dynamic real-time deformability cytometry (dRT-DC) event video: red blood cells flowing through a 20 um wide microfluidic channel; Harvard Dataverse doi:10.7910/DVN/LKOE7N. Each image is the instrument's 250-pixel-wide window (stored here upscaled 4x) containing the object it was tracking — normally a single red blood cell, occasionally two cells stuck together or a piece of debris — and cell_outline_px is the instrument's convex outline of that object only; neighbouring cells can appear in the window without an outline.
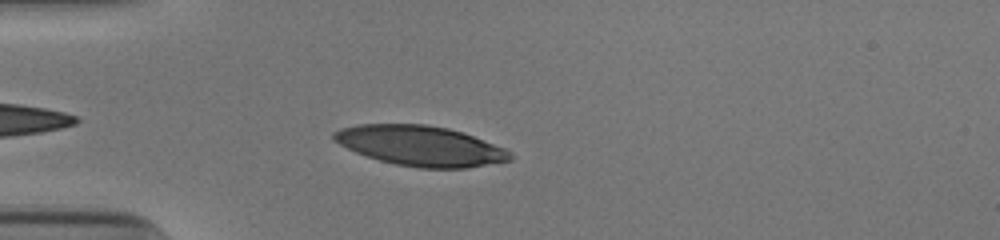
{"species": "human", "species_latin": "Homo sapiens", "temperature_condition": "cold", "stored_images_in_passage": 37, "camera_frame_rate_fps": 3000, "um_per_image_px": 0.085, "donor": {"sex": "male"}, "frame": {"image": 1, "passage_image": 3, "time_ms": 0.667, "image_size_px": [1000, 240], "cell_outline_px": [[512, 160], [468, 168], [420, 168], [396, 164], [380, 160], [356, 152], [332, 140], [332, 132], [340, 128], [356, 124], [424, 124], [448, 128], [464, 132], [504, 148], [512, 152]], "centroid_in_image_um": [35.74, 12.39], "position_along_channel_um": 49.3, "area_um2": 41.27}}
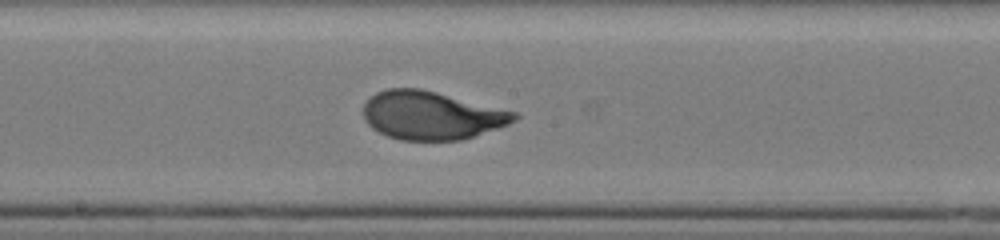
{"frame": {"image": 2, "passage_image": 17, "time_ms": 5.333, "image_size_px": [1000, 240], "cell_outline_px": [[520, 116], [516, 120], [508, 124], [460, 140], [400, 140], [388, 136], [372, 128], [364, 120], [364, 104], [376, 92], [388, 88], [420, 88], [516, 112]], "centroid_in_image_um": [36.65, 9.8], "position_along_channel_um": 211.6, "area_um2": 42.02}}
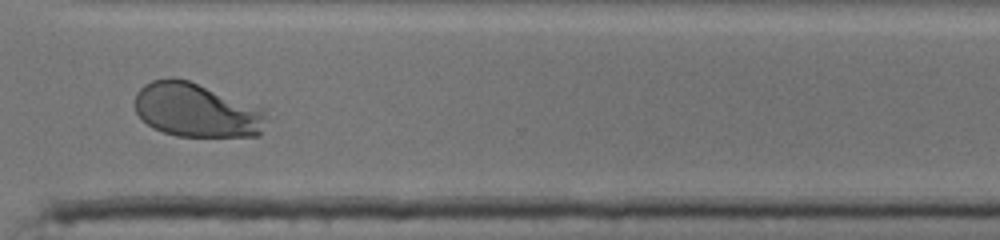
{"frame": {"image": 3, "passage_image": 28, "time_ms": 9.0, "image_size_px": [1000, 240], "cell_outline_px": [[264, 116], [260, 136], [176, 136], [152, 128], [136, 112], [136, 92], [144, 84], [152, 80], [168, 76], [176, 76], [188, 80], [264, 108]], "centroid_in_image_um": [16.66, 9.34], "position_along_channel_um": 353.9, "area_um2": 41.33}, "authors_computed_cell_mechanics": {"area_um2": 42.4252, "velocity_mm_per_s": 3.866, "shape_relaxation_time_tau1_ms": 3.6917, "shape_relaxation_time_tau2_ms": null, "deformation_change_tau1": 0.2068, "deformation_change_tau2": null}}